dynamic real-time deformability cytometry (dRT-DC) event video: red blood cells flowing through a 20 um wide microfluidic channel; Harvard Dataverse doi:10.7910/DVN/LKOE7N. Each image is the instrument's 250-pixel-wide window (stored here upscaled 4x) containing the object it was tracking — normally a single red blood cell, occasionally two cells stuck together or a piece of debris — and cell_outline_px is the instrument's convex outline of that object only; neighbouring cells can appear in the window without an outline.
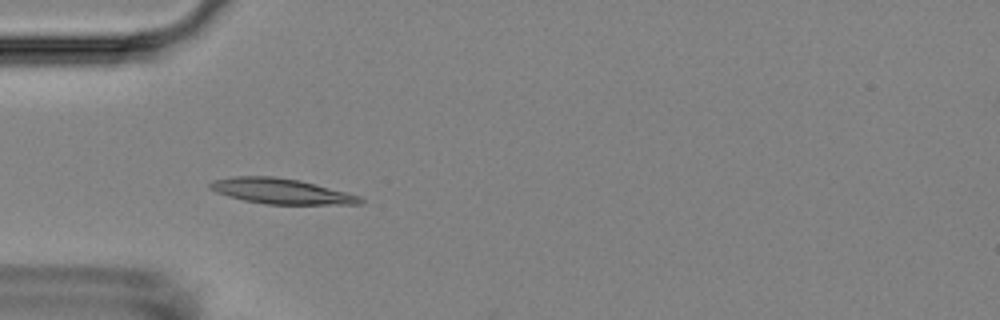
{"species": "Egyptian fruit bat (a non-hibernating species)", "species_latin": "Rousettus aegyptiacus", "temperature_condition": "room temperature", "stored_images_in_passage": 5, "camera_frame_rate_fps": 3000, "um_per_image_px": 0.085, "animal": {"sex": "female"}, "frame": {"image": 1, "passage_image": 4, "time_ms": 4.333, "image_size_px": [1000, 320], "cell_outline_px": [[364, 204], [264, 204], [244, 200], [228, 196], [216, 192], [208, 188], [208, 184], [212, 180], [232, 176], [272, 176], [300, 180], [348, 192], [360, 196], [364, 200]], "centroid_in_image_um": [23.89, 16.24], "position_along_channel_um": 61.1, "area_um2": 22.37}}
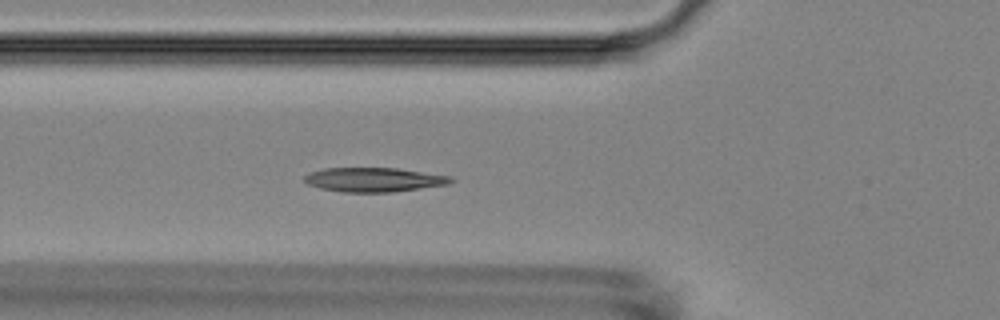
{"frame": {"image": 2, "passage_image": 5, "time_ms": 5.333, "image_size_px": [1000, 320], "cell_outline_px": [[456, 180], [448, 184], [392, 192], [340, 192], [320, 188], [308, 184], [304, 180], [304, 176], [308, 172], [324, 168], [396, 168], [452, 176]], "centroid_in_image_um": [31.77, 15.27], "position_along_channel_um": 94.0, "area_um2": 20.75}}